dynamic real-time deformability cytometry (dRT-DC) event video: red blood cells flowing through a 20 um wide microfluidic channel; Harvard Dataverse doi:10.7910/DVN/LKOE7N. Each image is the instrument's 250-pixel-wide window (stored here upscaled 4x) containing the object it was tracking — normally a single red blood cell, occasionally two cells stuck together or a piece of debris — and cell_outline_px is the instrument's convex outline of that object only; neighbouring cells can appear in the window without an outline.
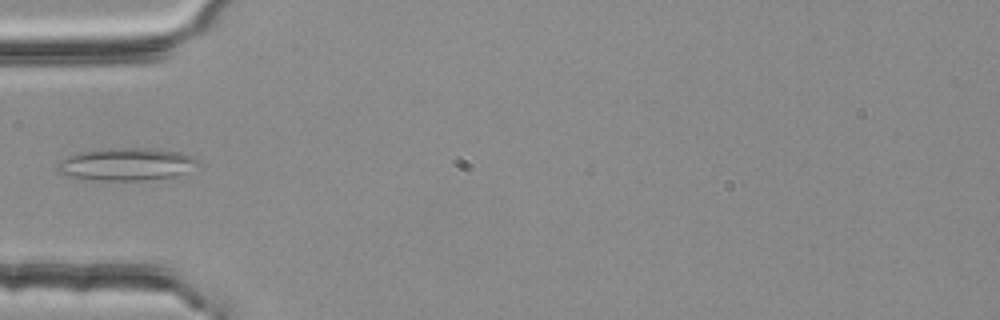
{"species": "common noctule bat (a hibernating species)", "species_latin": "Nyctalus noctula", "temperature_condition": "room temperature", "stored_images_in_passage": 2, "camera_frame_rate_fps": 3000, "um_per_image_px": 0.085, "animal": {"sex": "female", "body_mass_g": 25.1}, "frame": {"image": 1, "passage_image": 2, "time_ms": 0.333, "image_size_px": [1000, 320], "cell_outline_px": [[196, 160], [184, 172], [172, 176], [144, 180], [96, 180], [72, 176], [60, 172], [56, 168], [56, 164], [60, 160], [68, 156], [80, 152], [108, 148], [148, 148], [180, 152], [192, 156]], "centroid_in_image_um": [10.65, 13.94], "position_along_channel_um": 74.4, "area_um2": 25.89}}